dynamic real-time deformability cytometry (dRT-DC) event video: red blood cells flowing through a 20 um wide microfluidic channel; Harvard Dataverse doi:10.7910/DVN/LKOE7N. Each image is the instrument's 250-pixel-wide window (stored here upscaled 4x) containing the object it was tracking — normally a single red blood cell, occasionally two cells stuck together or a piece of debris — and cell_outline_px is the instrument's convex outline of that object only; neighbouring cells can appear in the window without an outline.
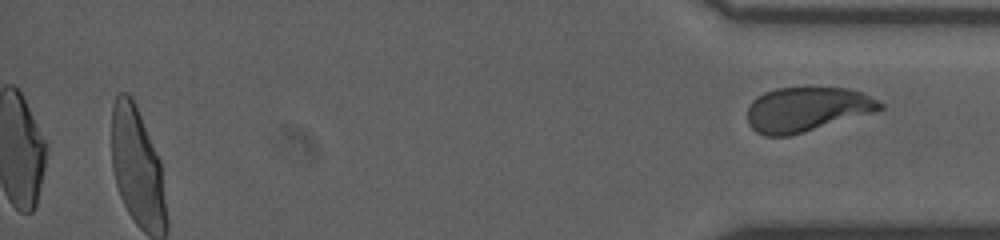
{"species": "human", "species_latin": "Homo sapiens", "temperature_condition": "room temperature", "stored_images_in_passage": 32, "segment_of_instrument_passage": [2, 2], "camera_frame_rate_fps": 3000, "um_per_image_px": 0.085, "donor": {"sex": "male"}, "frame": {"image": 1, "passage_image": 32, "time_ms": 10.333, "image_size_px": [1000, 240], "cell_outline_px": [[884, 108], [876, 112], [788, 136], [764, 136], [756, 132], [748, 124], [748, 108], [752, 100], [756, 96], [764, 92], [776, 88], [808, 84], [812, 84], [848, 88], [864, 92], [884, 104]], "centroid_in_image_um": [68.6, 9.23], "position_along_channel_um": 366.6, "area_um2": 35.6}}